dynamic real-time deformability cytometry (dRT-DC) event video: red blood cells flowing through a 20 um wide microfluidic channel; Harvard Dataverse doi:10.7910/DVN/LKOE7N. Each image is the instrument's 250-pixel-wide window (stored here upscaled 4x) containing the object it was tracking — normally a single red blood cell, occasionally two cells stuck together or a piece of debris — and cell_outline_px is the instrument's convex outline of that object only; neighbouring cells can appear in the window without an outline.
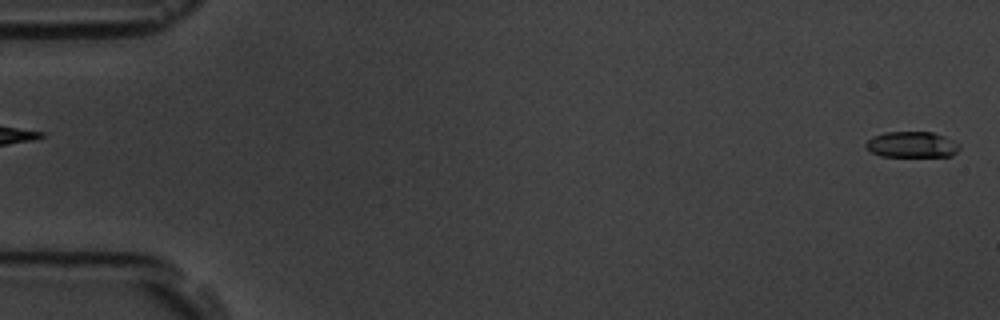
{"species": "common noctule bat (a hibernating species)", "species_latin": "Nyctalus noctula", "temperature_condition": "room temperature", "stored_images_in_passage": 2, "segment_of_instrument_passage": [2, 2], "camera_frame_rate_fps": 3000, "um_per_image_px": 0.085, "animal": {"sex": "male", "body_mass_g": 19.5, "forearm_length_mm": 54.6}, "frame": {"image": 1, "passage_image": 2, "time_ms": 1.0, "image_size_px": [1000, 320], "cell_outline_px": [[960, 148], [952, 156], [880, 156], [872, 152], [864, 144], [872, 136], [884, 132], [932, 132], [944, 136], [960, 144]], "centroid_in_image_um": [77.51, 12.28], "position_along_channel_um": 7.5, "area_um2": 14.1}}